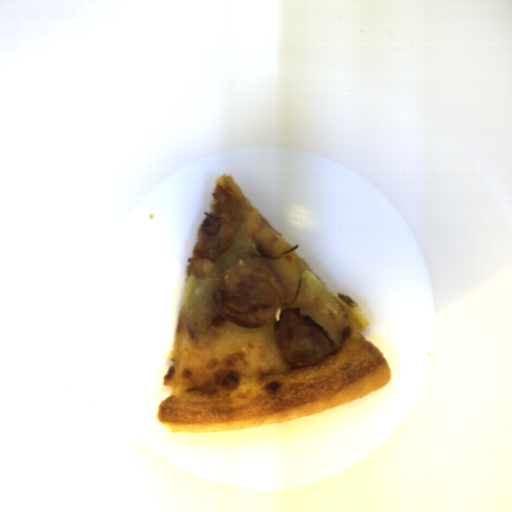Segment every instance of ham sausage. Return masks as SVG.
Masks as SVG:
<instances>
[{
  "label": "ham sausage",
  "instance_id": "0cea0756",
  "mask_svg": "<svg viewBox=\"0 0 512 512\" xmlns=\"http://www.w3.org/2000/svg\"><path fill=\"white\" fill-rule=\"evenodd\" d=\"M225 319L242 328L272 322L274 344L291 369L321 363L334 351L327 331L312 318L291 308L279 278L255 263H240L227 270L214 291Z\"/></svg>",
  "mask_w": 512,
  "mask_h": 512
},
{
  "label": "ham sausage",
  "instance_id": "77c602ba",
  "mask_svg": "<svg viewBox=\"0 0 512 512\" xmlns=\"http://www.w3.org/2000/svg\"><path fill=\"white\" fill-rule=\"evenodd\" d=\"M213 203L197 231L194 254L200 259H218L234 243L238 216V200L233 191L215 188Z\"/></svg>",
  "mask_w": 512,
  "mask_h": 512
}]
</instances>
